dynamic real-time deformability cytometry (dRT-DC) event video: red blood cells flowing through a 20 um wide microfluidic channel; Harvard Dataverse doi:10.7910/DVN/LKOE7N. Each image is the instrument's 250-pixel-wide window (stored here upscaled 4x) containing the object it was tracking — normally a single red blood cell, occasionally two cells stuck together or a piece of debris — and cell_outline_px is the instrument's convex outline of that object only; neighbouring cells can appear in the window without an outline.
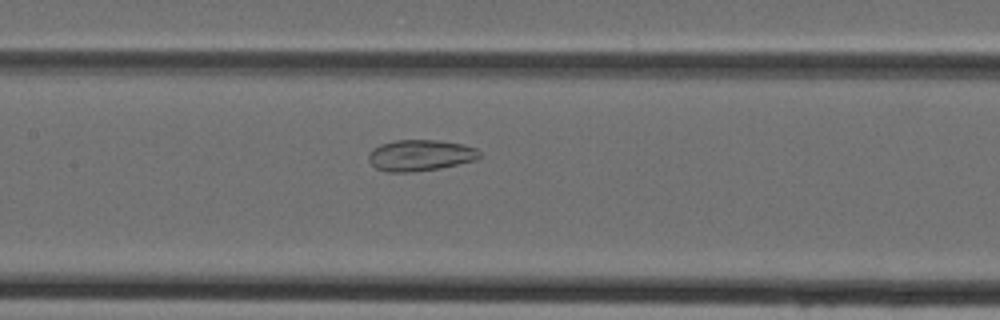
{"species": "Egyptian fruit bat (a non-hibernating species)", "species_latin": "Rousettus aegyptiacus", "temperature_condition": "cold", "stored_images_in_passage": 47, "camera_frame_rate_fps": 3000, "um_per_image_px": 0.085, "animal": {"sex": "female"}, "frame": {"image": 1, "passage_image": 23, "time_ms": 7.333, "image_size_px": [1000, 320], "cell_outline_px": [[480, 156], [476, 160], [440, 168], [412, 172], [388, 172], [376, 168], [368, 160], [368, 152], [372, 148], [380, 144], [396, 140], [440, 140], [464, 144], [476, 148], [480, 152]], "centroid_in_image_um": [35.71, 13.19], "position_along_channel_um": 171.7, "area_um2": 20.35}}
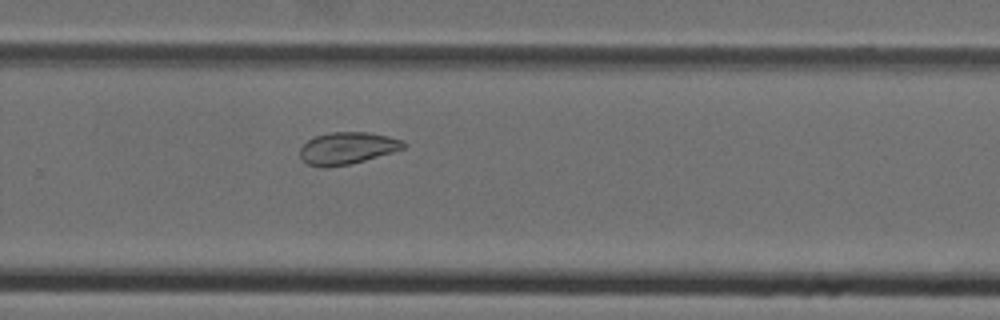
{"frame": {"image": 2, "passage_image": 32, "time_ms": 10.333, "image_size_px": [1000, 320], "cell_outline_px": [[408, 144], [404, 148], [392, 152], [364, 160], [348, 164], [324, 168], [320, 168], [308, 164], [300, 156], [300, 148], [308, 140], [316, 136], [332, 132], [368, 132], [388, 136], [400, 140]], "centroid_in_image_um": [29.51, 12.59], "position_along_channel_um": 300.3, "area_um2": 19.13}}
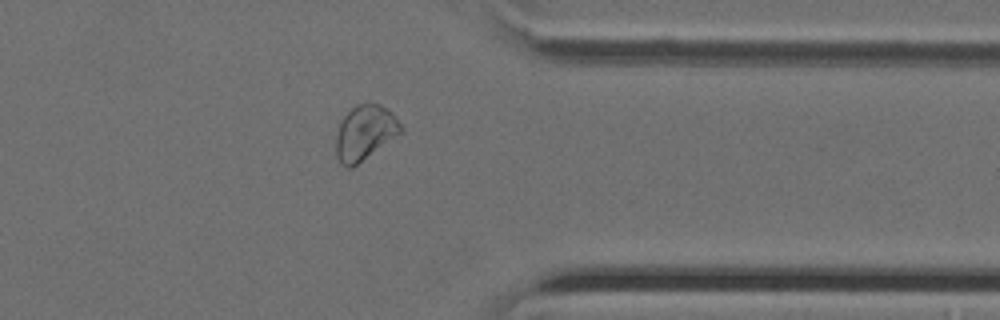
{"frame": {"image": 3, "passage_image": 38, "time_ms": 12.333, "image_size_px": [1000, 320], "cell_outline_px": [[404, 132], [352, 168], [348, 168], [340, 164], [336, 156], [336, 136], [340, 124], [344, 116], [356, 104], [380, 104], [388, 108], [392, 112], [404, 128]], "centroid_in_image_um": [31.05, 11.3], "position_along_channel_um": 380.4, "area_um2": 20.92}}